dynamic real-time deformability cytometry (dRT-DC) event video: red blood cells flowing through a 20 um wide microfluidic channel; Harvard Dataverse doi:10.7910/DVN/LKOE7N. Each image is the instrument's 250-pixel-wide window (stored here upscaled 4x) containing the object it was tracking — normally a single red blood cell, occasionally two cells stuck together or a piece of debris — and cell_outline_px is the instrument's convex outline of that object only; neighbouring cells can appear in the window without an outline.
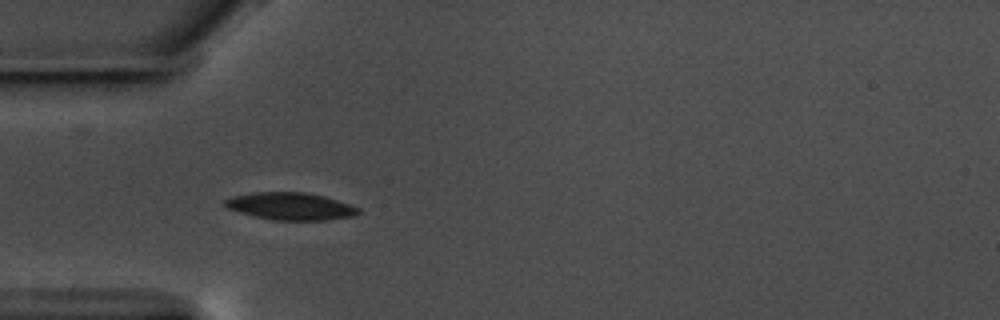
{"species": "common noctule bat (a hibernating species)", "species_latin": "Nyctalus noctula", "temperature_condition": "warm", "stored_images_in_passage": 41, "camera_frame_rate_fps": 3000, "um_per_image_px": 0.085, "animal": {"sex": "male", "body_mass_g": 17.5, "forearm_length_mm": 52.3}, "frame": {"image": 1, "passage_image": 1, "time_ms": 0.0, "image_size_px": [1000, 320], "cell_outline_px": [[360, 212], [352, 216], [324, 220], [272, 220], [240, 212], [228, 208], [224, 204], [224, 200], [232, 196], [252, 192], [304, 192], [324, 196], [360, 208]], "centroid_in_image_um": [24.67, 17.52], "position_along_channel_um": 60.3, "area_um2": 21.04}}
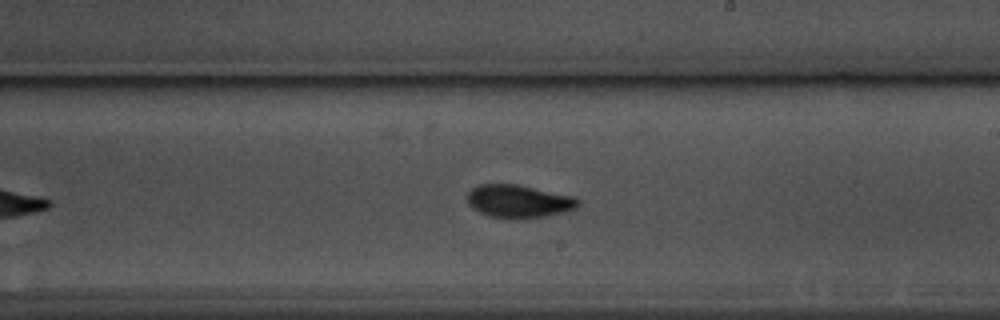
{"frame": {"image": 2, "passage_image": 17, "time_ms": 5.333, "image_size_px": [1000, 320], "cell_outline_px": [[580, 204], [576, 208], [544, 216], [524, 220], [516, 220], [488, 216], [472, 208], [468, 204], [468, 192], [472, 188], [480, 184], [520, 184], [572, 196], [580, 200]], "centroid_in_image_um": [44.07, 17.12], "position_along_channel_um": 244.9, "area_um2": 21.5}}
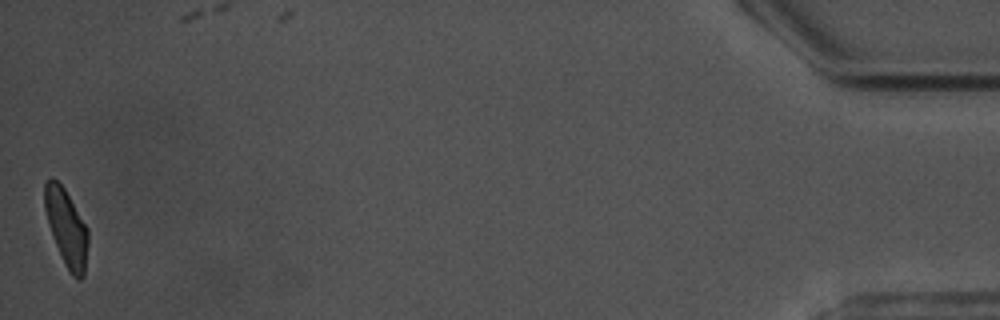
{"frame": {"image": 3, "passage_image": 41, "time_ms": 13.333, "image_size_px": [1000, 320], "cell_outline_px": [[88, 244], [84, 276], [80, 280], [76, 280], [72, 276], [64, 264], [48, 224], [44, 208], [44, 184], [52, 176], [64, 188], [88, 228]], "centroid_in_image_um": [5.65, 19.37], "position_along_channel_um": 429.5, "area_um2": 19.48}, "authors_computed_cell_mechanics": {"area_um2": 20.519, "velocity_mm_per_s": 3.5233, "shape_relaxation_time_tau1_ms": 3.106, "shape_relaxation_time_tau2_ms": 1.6081, "deformation_change_tau1": 0.1193, "deformation_change_tau2": 0.0615}}